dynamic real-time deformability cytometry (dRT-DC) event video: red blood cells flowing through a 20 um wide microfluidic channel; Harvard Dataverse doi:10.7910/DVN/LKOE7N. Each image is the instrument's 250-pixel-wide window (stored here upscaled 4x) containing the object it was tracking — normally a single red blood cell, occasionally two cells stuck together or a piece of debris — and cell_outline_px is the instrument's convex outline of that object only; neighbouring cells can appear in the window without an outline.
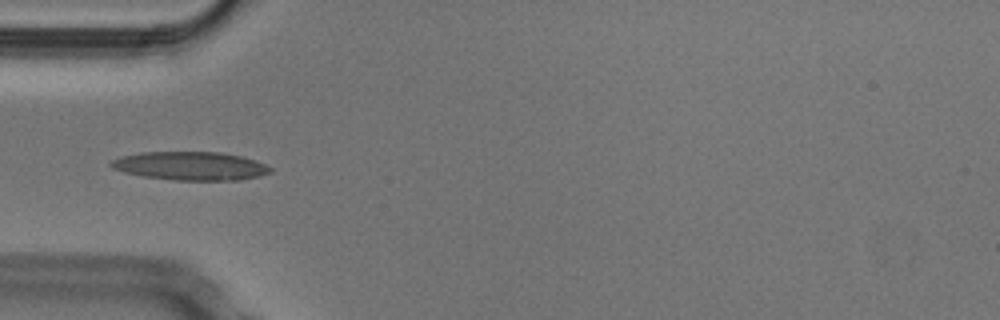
{"species": "Egyptian fruit bat (a non-hibernating species)", "species_latin": "Rousettus aegyptiacus", "temperature_condition": "cold", "stored_images_in_passage": 37, "camera_frame_rate_fps": 3000, "um_per_image_px": 0.085, "animal": {"sex": "male"}, "frame": {"image": 1, "passage_image": 1, "time_ms": 0.0, "image_size_px": [1000, 320], "cell_outline_px": [[272, 172], [260, 176], [240, 180], [176, 180], [144, 176], [124, 172], [112, 168], [108, 164], [112, 160], [120, 156], [140, 152], [220, 152], [240, 156], [264, 164], [272, 168]], "centroid_in_image_um": [16.17, 14.1], "position_along_channel_um": 68.8, "area_um2": 26.36}}
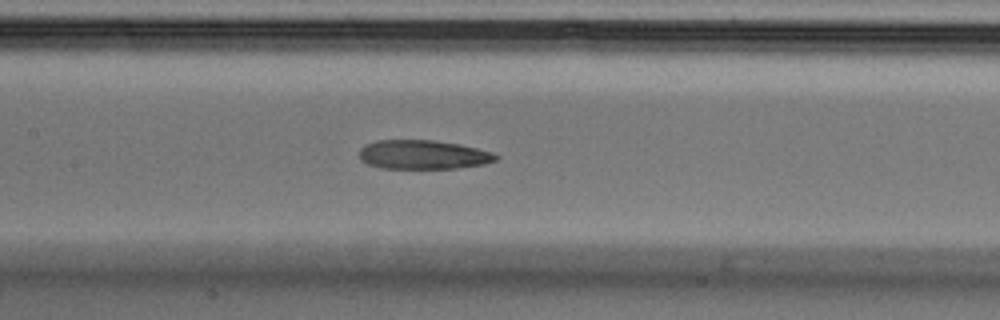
{"frame": {"image": 2, "passage_image": 9, "time_ms": 2.667, "image_size_px": [1000, 320], "cell_outline_px": [[500, 156], [496, 160], [484, 164], [456, 168], [380, 168], [368, 164], [360, 160], [360, 148], [364, 144], [376, 140], [436, 140], [460, 144], [492, 152]], "centroid_in_image_um": [35.95, 13.14], "position_along_channel_um": 171.5, "area_um2": 23.24}}
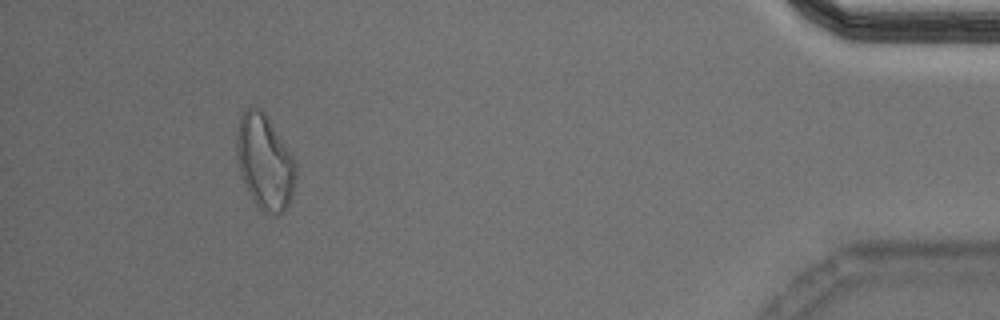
{"frame": {"image": 3, "passage_image": 33, "time_ms": 10.667, "image_size_px": [1000, 320], "cell_outline_px": [[296, 176], [292, 196], [284, 212], [276, 216], [272, 216], [264, 212], [252, 200], [240, 176], [236, 160], [236, 132], [240, 116], [244, 108], [260, 108], [268, 116], [292, 156], [296, 164]], "centroid_in_image_um": [22.48, 13.79], "position_along_channel_um": 412.7, "area_um2": 33.18}, "authors_computed_cell_mechanics": {"area_um2": 24.5072, "velocity_mm_per_s": 3.8045, "shape_relaxation_time_tau1_ms": null, "shape_relaxation_time_tau2_ms": 5.3068, "deformation_change_tau1": null, "deformation_change_tau2": 0.152}}